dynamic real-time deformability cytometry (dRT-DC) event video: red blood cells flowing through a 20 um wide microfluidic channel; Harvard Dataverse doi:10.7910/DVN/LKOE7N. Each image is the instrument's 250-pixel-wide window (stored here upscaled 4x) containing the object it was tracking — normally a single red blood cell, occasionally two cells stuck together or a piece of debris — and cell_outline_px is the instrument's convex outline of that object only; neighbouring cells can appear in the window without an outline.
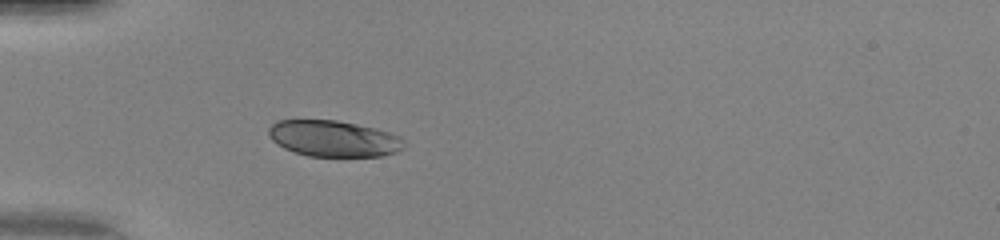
{"species": "human", "species_latin": "Homo sapiens", "temperature_condition": "warm", "stored_images_in_passage": 35, "camera_frame_rate_fps": 3000, "um_per_image_px": 0.085, "donor": {"sex": "female"}, "frame": {"image": 1, "passage_image": 1, "time_ms": 0.0, "image_size_px": [1000, 240], "cell_outline_px": [[408, 144], [404, 148], [396, 152], [380, 156], [308, 156], [284, 148], [276, 144], [268, 136], [268, 128], [276, 120], [336, 120], [376, 128], [400, 136]], "centroid_in_image_um": [28.37, 11.77], "position_along_channel_um": 56.6, "area_um2": 28.73}, "authors_computed_cell_mechanics": {"area_um2": 31.9056, "velocity_mm_per_s": 4.1579, "shape_relaxation_time_tau1_ms": 1.3036, "shape_relaxation_time_tau2_ms": null, "deformation_change_tau1": 0.1346, "deformation_change_tau2": null}}